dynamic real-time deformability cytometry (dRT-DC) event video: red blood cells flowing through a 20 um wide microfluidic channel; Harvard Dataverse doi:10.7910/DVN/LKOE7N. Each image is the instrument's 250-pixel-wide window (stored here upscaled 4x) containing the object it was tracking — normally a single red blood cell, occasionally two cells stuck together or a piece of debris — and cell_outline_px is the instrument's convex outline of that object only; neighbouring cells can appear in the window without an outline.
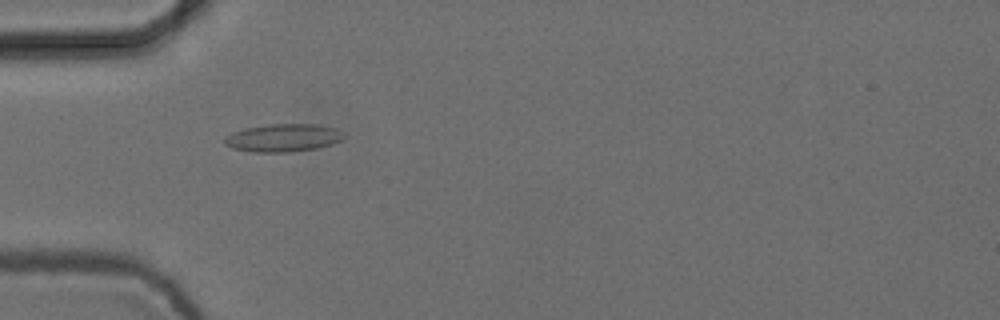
{"species": "common noctule bat (a hibernating species)", "species_latin": "Nyctalus noctula", "temperature_condition": "cold", "stored_images_in_passage": 5, "camera_frame_rate_fps": 3000, "um_per_image_px": 0.085, "animal": {"sex": "female", "body_mass_g": 24.6, "forearm_length_mm": 56.2}, "frame": {"image": 1, "passage_image": 4, "time_ms": 1.0, "image_size_px": [1000, 320], "cell_outline_px": [[344, 140], [332, 144], [316, 148], [288, 152], [256, 152], [232, 148], [224, 144], [224, 136], [232, 132], [244, 128], [268, 124], [320, 124], [336, 128], [344, 132]], "centroid_in_image_um": [24.09, 11.7], "position_along_channel_um": 60.9, "area_um2": 19.59}}
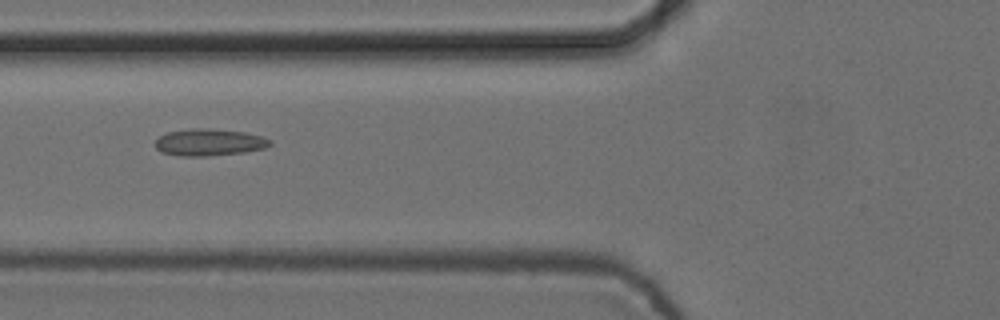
{"frame": {"image": 2, "passage_image": 5, "time_ms": 1.333, "image_size_px": [1000, 320], "cell_outline_px": [[272, 144], [264, 148], [244, 152], [204, 156], [180, 156], [160, 152], [156, 148], [156, 140], [160, 136], [168, 132], [192, 128], [208, 128], [244, 132], [264, 136], [272, 140]], "centroid_in_image_um": [17.8, 12.09], "position_along_channel_um": 108.0, "area_um2": 18.03}}